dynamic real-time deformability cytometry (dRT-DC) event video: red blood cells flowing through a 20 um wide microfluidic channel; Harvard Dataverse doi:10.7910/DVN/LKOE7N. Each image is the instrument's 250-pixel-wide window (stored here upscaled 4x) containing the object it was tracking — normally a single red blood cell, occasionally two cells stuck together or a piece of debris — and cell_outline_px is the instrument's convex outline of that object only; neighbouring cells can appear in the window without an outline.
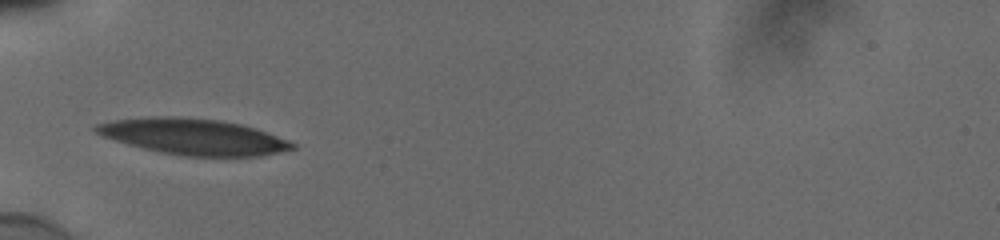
{"species": "human", "species_latin": "Homo sapiens", "temperature_condition": "cold", "stored_images_in_passage": 36, "camera_frame_rate_fps": 3000, "um_per_image_px": 0.085, "donor": {"sex": "male"}, "frame": {"image": 1, "passage_image": 1, "time_ms": 0.0, "image_size_px": [1000, 240], "cell_outline_px": [[296, 148], [280, 152], [260, 156], [184, 156], [160, 152], [128, 144], [100, 136], [92, 128], [96, 124], [116, 120], [152, 116], [176, 116], [220, 120], [240, 124], [256, 128], [288, 140], [296, 144]], "centroid_in_image_um": [16.44, 11.61], "position_along_channel_um": 68.6, "area_um2": 41.15}}
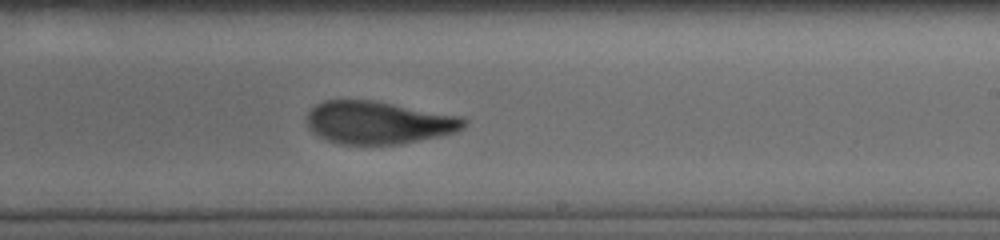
{"frame": {"image": 2, "passage_image": 16, "time_ms": 5.0, "image_size_px": [1000, 240], "cell_outline_px": [[468, 120], [464, 128], [456, 132], [440, 136], [400, 144], [340, 144], [328, 140], [312, 132], [308, 128], [308, 112], [316, 104], [324, 100], [372, 100], [460, 116]], "centroid_in_image_um": [32.18, 10.42], "position_along_channel_um": 256.8, "area_um2": 38.96}}
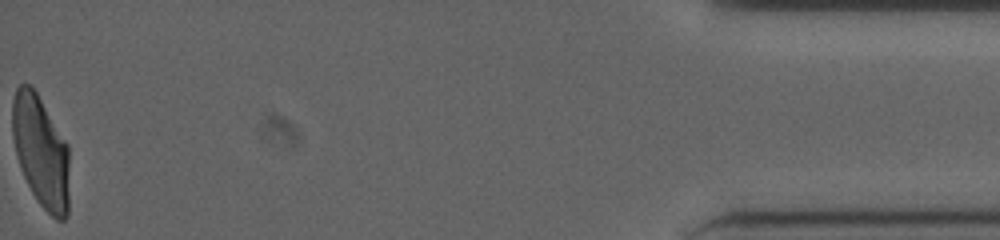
{"frame": {"image": 3, "passage_image": 36, "time_ms": 11.667, "image_size_px": [1000, 240], "cell_outline_px": [[68, 216], [64, 220], [56, 220], [40, 204], [32, 192], [20, 168], [12, 136], [12, 100], [16, 88], [20, 84], [28, 84], [36, 92], [68, 144]], "centroid_in_image_um": [3.47, 12.88], "position_along_channel_um": 431.7, "area_um2": 36.93}, "authors_computed_cell_mechanics": {"area_um2": 39.5641, "velocity_mm_per_s": 3.8618, "shape_relaxation_time_tau1_ms": 10.0565, "shape_relaxation_time_tau2_ms": 1.7359, "deformation_change_tau1": 0.2861, "deformation_change_tau2": 0.0889}}